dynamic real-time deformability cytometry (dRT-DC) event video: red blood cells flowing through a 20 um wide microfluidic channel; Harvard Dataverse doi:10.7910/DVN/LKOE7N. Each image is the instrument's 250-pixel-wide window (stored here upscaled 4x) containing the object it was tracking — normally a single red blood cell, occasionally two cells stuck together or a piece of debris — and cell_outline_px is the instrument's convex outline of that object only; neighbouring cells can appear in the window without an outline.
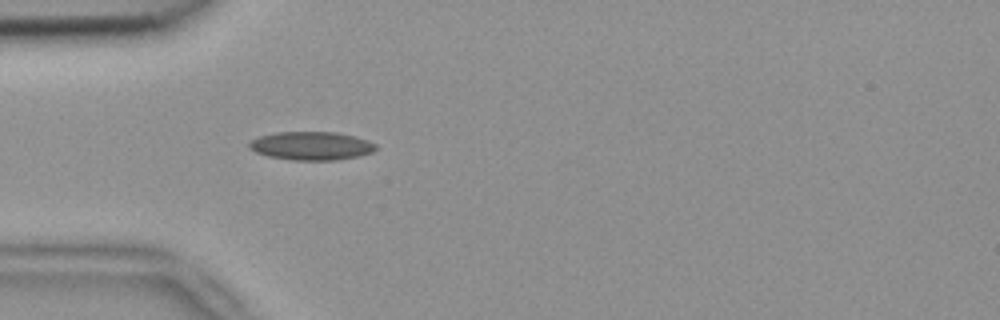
{"species": "common noctule bat (a hibernating species)", "species_latin": "Nyctalus noctula", "temperature_condition": "room temperature", "stored_images_in_passage": 4, "camera_frame_rate_fps": 3000, "um_per_image_px": 0.085, "animal": {"sex": "female", "body_mass_g": 18.4}, "frame": {"image": 1, "passage_image": 4, "time_ms": 1.0, "image_size_px": [1000, 320], "cell_outline_px": [[376, 148], [372, 152], [360, 156], [336, 160], [292, 160], [268, 156], [256, 152], [248, 148], [248, 144], [252, 140], [260, 136], [276, 132], [336, 132], [368, 140], [376, 144]], "centroid_in_image_um": [26.46, 12.4], "position_along_channel_um": 58.5, "area_um2": 20.92}}